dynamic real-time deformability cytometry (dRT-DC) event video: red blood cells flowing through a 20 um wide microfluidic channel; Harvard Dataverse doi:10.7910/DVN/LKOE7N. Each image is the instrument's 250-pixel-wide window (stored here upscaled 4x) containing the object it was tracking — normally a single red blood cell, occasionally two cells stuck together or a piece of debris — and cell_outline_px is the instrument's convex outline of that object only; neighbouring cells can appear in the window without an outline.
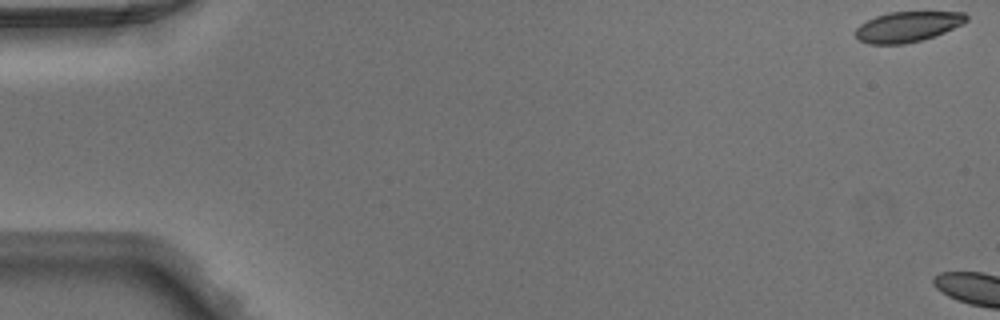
{"species": "Egyptian fruit bat (a non-hibernating species)", "species_latin": "Rousettus aegyptiacus", "temperature_condition": "warm", "stored_images_in_passage": 4, "camera_frame_rate_fps": 3000, "um_per_image_px": 0.085, "animal": {"sex": "male"}, "frame": {"image": 1, "passage_image": 1, "time_ms": 0.0, "image_size_px": [1000, 320], "cell_outline_px": [[968, 20], [936, 36], [924, 40], [904, 44], [868, 44], [856, 40], [852, 32], [860, 24], [876, 16], [888, 12], [964, 12], [968, 16]], "centroid_in_image_um": [77.07, 2.29], "position_along_channel_um": 7.9, "area_um2": 19.83}}